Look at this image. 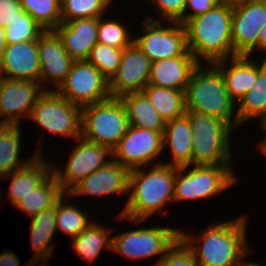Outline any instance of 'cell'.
<instances>
[{
    "mask_svg": "<svg viewBox=\"0 0 266 266\" xmlns=\"http://www.w3.org/2000/svg\"><path fill=\"white\" fill-rule=\"evenodd\" d=\"M37 47L40 63V84L44 90L56 91L65 81L74 60L66 52L60 38L53 30H46L38 38ZM48 84H51L52 87L54 85L53 89H48Z\"/></svg>",
    "mask_w": 266,
    "mask_h": 266,
    "instance_id": "18",
    "label": "cell"
},
{
    "mask_svg": "<svg viewBox=\"0 0 266 266\" xmlns=\"http://www.w3.org/2000/svg\"><path fill=\"white\" fill-rule=\"evenodd\" d=\"M176 167L174 202L205 200L236 184L232 165H192Z\"/></svg>",
    "mask_w": 266,
    "mask_h": 266,
    "instance_id": "6",
    "label": "cell"
},
{
    "mask_svg": "<svg viewBox=\"0 0 266 266\" xmlns=\"http://www.w3.org/2000/svg\"><path fill=\"white\" fill-rule=\"evenodd\" d=\"M231 24L232 7L222 3L184 24L188 50L199 63L233 57Z\"/></svg>",
    "mask_w": 266,
    "mask_h": 266,
    "instance_id": "3",
    "label": "cell"
},
{
    "mask_svg": "<svg viewBox=\"0 0 266 266\" xmlns=\"http://www.w3.org/2000/svg\"><path fill=\"white\" fill-rule=\"evenodd\" d=\"M20 3L45 31L54 30L62 23L61 0H20Z\"/></svg>",
    "mask_w": 266,
    "mask_h": 266,
    "instance_id": "33",
    "label": "cell"
},
{
    "mask_svg": "<svg viewBox=\"0 0 266 266\" xmlns=\"http://www.w3.org/2000/svg\"><path fill=\"white\" fill-rule=\"evenodd\" d=\"M43 156L36 155L25 167L1 177L10 179L6 194L12 206L38 188L52 174L53 164Z\"/></svg>",
    "mask_w": 266,
    "mask_h": 266,
    "instance_id": "23",
    "label": "cell"
},
{
    "mask_svg": "<svg viewBox=\"0 0 266 266\" xmlns=\"http://www.w3.org/2000/svg\"><path fill=\"white\" fill-rule=\"evenodd\" d=\"M257 59L248 55H236L213 63L224 77L226 89L236 104L254 85L258 72L266 65V58L261 62Z\"/></svg>",
    "mask_w": 266,
    "mask_h": 266,
    "instance_id": "19",
    "label": "cell"
},
{
    "mask_svg": "<svg viewBox=\"0 0 266 266\" xmlns=\"http://www.w3.org/2000/svg\"><path fill=\"white\" fill-rule=\"evenodd\" d=\"M251 252V249L240 259V261L235 265V266H263V265H260L259 263L257 262H250L247 260L246 262V258H247V255ZM245 260V261H244Z\"/></svg>",
    "mask_w": 266,
    "mask_h": 266,
    "instance_id": "45",
    "label": "cell"
},
{
    "mask_svg": "<svg viewBox=\"0 0 266 266\" xmlns=\"http://www.w3.org/2000/svg\"><path fill=\"white\" fill-rule=\"evenodd\" d=\"M120 100L126 109L130 126L164 132L165 121L143 92L125 94L120 97Z\"/></svg>",
    "mask_w": 266,
    "mask_h": 266,
    "instance_id": "27",
    "label": "cell"
},
{
    "mask_svg": "<svg viewBox=\"0 0 266 266\" xmlns=\"http://www.w3.org/2000/svg\"><path fill=\"white\" fill-rule=\"evenodd\" d=\"M193 138L192 165H232L230 137L234 128L224 120L204 113L186 111ZM233 130V131H232Z\"/></svg>",
    "mask_w": 266,
    "mask_h": 266,
    "instance_id": "5",
    "label": "cell"
},
{
    "mask_svg": "<svg viewBox=\"0 0 266 266\" xmlns=\"http://www.w3.org/2000/svg\"><path fill=\"white\" fill-rule=\"evenodd\" d=\"M6 36H5V28L4 27H0V63L3 60L4 57V51L6 48Z\"/></svg>",
    "mask_w": 266,
    "mask_h": 266,
    "instance_id": "44",
    "label": "cell"
},
{
    "mask_svg": "<svg viewBox=\"0 0 266 266\" xmlns=\"http://www.w3.org/2000/svg\"><path fill=\"white\" fill-rule=\"evenodd\" d=\"M98 24L99 18H80L60 23L53 31L74 61L87 60L98 42Z\"/></svg>",
    "mask_w": 266,
    "mask_h": 266,
    "instance_id": "21",
    "label": "cell"
},
{
    "mask_svg": "<svg viewBox=\"0 0 266 266\" xmlns=\"http://www.w3.org/2000/svg\"><path fill=\"white\" fill-rule=\"evenodd\" d=\"M65 196H67V194H64L56 202V228L65 235L71 237L72 240L94 220L93 218H89V216L87 217L88 213H86V211H84V213L80 207L78 208L77 204L72 202L69 203L67 198L64 199ZM64 200H66V202Z\"/></svg>",
    "mask_w": 266,
    "mask_h": 266,
    "instance_id": "32",
    "label": "cell"
},
{
    "mask_svg": "<svg viewBox=\"0 0 266 266\" xmlns=\"http://www.w3.org/2000/svg\"><path fill=\"white\" fill-rule=\"evenodd\" d=\"M129 174L128 168L112 159L77 183L67 196L73 198L88 195L104 199L117 194L129 195Z\"/></svg>",
    "mask_w": 266,
    "mask_h": 266,
    "instance_id": "17",
    "label": "cell"
},
{
    "mask_svg": "<svg viewBox=\"0 0 266 266\" xmlns=\"http://www.w3.org/2000/svg\"><path fill=\"white\" fill-rule=\"evenodd\" d=\"M30 239L35 254L30 259L32 263L46 262L53 254L56 245L53 244L56 228V203L40 213L30 217Z\"/></svg>",
    "mask_w": 266,
    "mask_h": 266,
    "instance_id": "25",
    "label": "cell"
},
{
    "mask_svg": "<svg viewBox=\"0 0 266 266\" xmlns=\"http://www.w3.org/2000/svg\"><path fill=\"white\" fill-rule=\"evenodd\" d=\"M56 91L81 108L111 97L109 80L87 60L74 61L65 81Z\"/></svg>",
    "mask_w": 266,
    "mask_h": 266,
    "instance_id": "11",
    "label": "cell"
},
{
    "mask_svg": "<svg viewBox=\"0 0 266 266\" xmlns=\"http://www.w3.org/2000/svg\"><path fill=\"white\" fill-rule=\"evenodd\" d=\"M257 145H260V151L266 158V137H263Z\"/></svg>",
    "mask_w": 266,
    "mask_h": 266,
    "instance_id": "47",
    "label": "cell"
},
{
    "mask_svg": "<svg viewBox=\"0 0 266 266\" xmlns=\"http://www.w3.org/2000/svg\"><path fill=\"white\" fill-rule=\"evenodd\" d=\"M151 60L134 42L122 51L121 62L109 80L111 97L142 92L149 82Z\"/></svg>",
    "mask_w": 266,
    "mask_h": 266,
    "instance_id": "16",
    "label": "cell"
},
{
    "mask_svg": "<svg viewBox=\"0 0 266 266\" xmlns=\"http://www.w3.org/2000/svg\"><path fill=\"white\" fill-rule=\"evenodd\" d=\"M247 217L212 223L197 235L180 229V238L192 250L197 266H235L251 248L246 240Z\"/></svg>",
    "mask_w": 266,
    "mask_h": 266,
    "instance_id": "2",
    "label": "cell"
},
{
    "mask_svg": "<svg viewBox=\"0 0 266 266\" xmlns=\"http://www.w3.org/2000/svg\"><path fill=\"white\" fill-rule=\"evenodd\" d=\"M258 53H262L261 55H265L264 58H266V24L261 29V32L259 33L258 37Z\"/></svg>",
    "mask_w": 266,
    "mask_h": 266,
    "instance_id": "43",
    "label": "cell"
},
{
    "mask_svg": "<svg viewBox=\"0 0 266 266\" xmlns=\"http://www.w3.org/2000/svg\"><path fill=\"white\" fill-rule=\"evenodd\" d=\"M143 20L141 35L134 37V43L143 53L155 62L178 56H193L187 47L186 31L182 23L167 21V25L161 22V18L153 19L147 16ZM143 33V35H142Z\"/></svg>",
    "mask_w": 266,
    "mask_h": 266,
    "instance_id": "8",
    "label": "cell"
},
{
    "mask_svg": "<svg viewBox=\"0 0 266 266\" xmlns=\"http://www.w3.org/2000/svg\"><path fill=\"white\" fill-rule=\"evenodd\" d=\"M147 171V172H146ZM176 167L157 164L148 171L144 167L130 170L127 202L116 219L139 225L153 214L163 213L167 203H174Z\"/></svg>",
    "mask_w": 266,
    "mask_h": 266,
    "instance_id": "1",
    "label": "cell"
},
{
    "mask_svg": "<svg viewBox=\"0 0 266 266\" xmlns=\"http://www.w3.org/2000/svg\"><path fill=\"white\" fill-rule=\"evenodd\" d=\"M21 261L18 258V256L15 254V252L13 253V251H3L0 254V266H20ZM32 261L28 260L26 262V264L24 263L21 266H31Z\"/></svg>",
    "mask_w": 266,
    "mask_h": 266,
    "instance_id": "42",
    "label": "cell"
},
{
    "mask_svg": "<svg viewBox=\"0 0 266 266\" xmlns=\"http://www.w3.org/2000/svg\"><path fill=\"white\" fill-rule=\"evenodd\" d=\"M65 193L52 173L38 188L22 197L14 207L25 211L30 218L42 210L53 206Z\"/></svg>",
    "mask_w": 266,
    "mask_h": 266,
    "instance_id": "31",
    "label": "cell"
},
{
    "mask_svg": "<svg viewBox=\"0 0 266 266\" xmlns=\"http://www.w3.org/2000/svg\"><path fill=\"white\" fill-rule=\"evenodd\" d=\"M122 51L123 49L97 42L92 47L87 61L110 80L120 65Z\"/></svg>",
    "mask_w": 266,
    "mask_h": 266,
    "instance_id": "37",
    "label": "cell"
},
{
    "mask_svg": "<svg viewBox=\"0 0 266 266\" xmlns=\"http://www.w3.org/2000/svg\"><path fill=\"white\" fill-rule=\"evenodd\" d=\"M129 127L120 98L109 99L82 108L81 137L113 150Z\"/></svg>",
    "mask_w": 266,
    "mask_h": 266,
    "instance_id": "7",
    "label": "cell"
},
{
    "mask_svg": "<svg viewBox=\"0 0 266 266\" xmlns=\"http://www.w3.org/2000/svg\"><path fill=\"white\" fill-rule=\"evenodd\" d=\"M238 127L251 119H258L259 125L266 121V65L258 72L257 79L250 90L238 103Z\"/></svg>",
    "mask_w": 266,
    "mask_h": 266,
    "instance_id": "29",
    "label": "cell"
},
{
    "mask_svg": "<svg viewBox=\"0 0 266 266\" xmlns=\"http://www.w3.org/2000/svg\"><path fill=\"white\" fill-rule=\"evenodd\" d=\"M180 237V230L171 226H151L128 230L112 236V250L126 259L141 260L160 255L164 257L168 249Z\"/></svg>",
    "mask_w": 266,
    "mask_h": 266,
    "instance_id": "10",
    "label": "cell"
},
{
    "mask_svg": "<svg viewBox=\"0 0 266 266\" xmlns=\"http://www.w3.org/2000/svg\"><path fill=\"white\" fill-rule=\"evenodd\" d=\"M163 132L130 126L118 145L112 150L113 159L129 170L161 164Z\"/></svg>",
    "mask_w": 266,
    "mask_h": 266,
    "instance_id": "12",
    "label": "cell"
},
{
    "mask_svg": "<svg viewBox=\"0 0 266 266\" xmlns=\"http://www.w3.org/2000/svg\"><path fill=\"white\" fill-rule=\"evenodd\" d=\"M198 64L193 56H178L152 62L148 84L185 91L191 74Z\"/></svg>",
    "mask_w": 266,
    "mask_h": 266,
    "instance_id": "22",
    "label": "cell"
},
{
    "mask_svg": "<svg viewBox=\"0 0 266 266\" xmlns=\"http://www.w3.org/2000/svg\"><path fill=\"white\" fill-rule=\"evenodd\" d=\"M44 32V28L24 11L12 24L5 28L6 43L14 44L38 40Z\"/></svg>",
    "mask_w": 266,
    "mask_h": 266,
    "instance_id": "36",
    "label": "cell"
},
{
    "mask_svg": "<svg viewBox=\"0 0 266 266\" xmlns=\"http://www.w3.org/2000/svg\"><path fill=\"white\" fill-rule=\"evenodd\" d=\"M112 228L93 221L78 236L74 237L72 247L79 256L89 263L99 257L104 250H112ZM111 236V237H110Z\"/></svg>",
    "mask_w": 266,
    "mask_h": 266,
    "instance_id": "28",
    "label": "cell"
},
{
    "mask_svg": "<svg viewBox=\"0 0 266 266\" xmlns=\"http://www.w3.org/2000/svg\"><path fill=\"white\" fill-rule=\"evenodd\" d=\"M0 77L40 83L37 40L7 44L0 63Z\"/></svg>",
    "mask_w": 266,
    "mask_h": 266,
    "instance_id": "20",
    "label": "cell"
},
{
    "mask_svg": "<svg viewBox=\"0 0 266 266\" xmlns=\"http://www.w3.org/2000/svg\"><path fill=\"white\" fill-rule=\"evenodd\" d=\"M199 63L185 90L186 111L218 117L238 128L237 104L231 99L220 70L211 63Z\"/></svg>",
    "mask_w": 266,
    "mask_h": 266,
    "instance_id": "4",
    "label": "cell"
},
{
    "mask_svg": "<svg viewBox=\"0 0 266 266\" xmlns=\"http://www.w3.org/2000/svg\"><path fill=\"white\" fill-rule=\"evenodd\" d=\"M266 24V0H251L232 7L233 56L258 53V37Z\"/></svg>",
    "mask_w": 266,
    "mask_h": 266,
    "instance_id": "14",
    "label": "cell"
},
{
    "mask_svg": "<svg viewBox=\"0 0 266 266\" xmlns=\"http://www.w3.org/2000/svg\"><path fill=\"white\" fill-rule=\"evenodd\" d=\"M75 141L77 143L68 157L66 168L60 169L61 167L52 165V173L65 194L82 179L113 159L112 150L106 146L87 141L82 137Z\"/></svg>",
    "mask_w": 266,
    "mask_h": 266,
    "instance_id": "13",
    "label": "cell"
},
{
    "mask_svg": "<svg viewBox=\"0 0 266 266\" xmlns=\"http://www.w3.org/2000/svg\"><path fill=\"white\" fill-rule=\"evenodd\" d=\"M219 4V0H187L184 24L191 18L204 14Z\"/></svg>",
    "mask_w": 266,
    "mask_h": 266,
    "instance_id": "41",
    "label": "cell"
},
{
    "mask_svg": "<svg viewBox=\"0 0 266 266\" xmlns=\"http://www.w3.org/2000/svg\"><path fill=\"white\" fill-rule=\"evenodd\" d=\"M114 0H61L62 23L80 18L104 17Z\"/></svg>",
    "mask_w": 266,
    "mask_h": 266,
    "instance_id": "34",
    "label": "cell"
},
{
    "mask_svg": "<svg viewBox=\"0 0 266 266\" xmlns=\"http://www.w3.org/2000/svg\"><path fill=\"white\" fill-rule=\"evenodd\" d=\"M189 118L182 117L165 122L163 132V151L169 148L170 161L163 162L170 166H191L193 138ZM168 146V147H167Z\"/></svg>",
    "mask_w": 266,
    "mask_h": 266,
    "instance_id": "24",
    "label": "cell"
},
{
    "mask_svg": "<svg viewBox=\"0 0 266 266\" xmlns=\"http://www.w3.org/2000/svg\"><path fill=\"white\" fill-rule=\"evenodd\" d=\"M127 25L120 23V21L99 18L98 24V43H103L118 49H124L134 42L131 32Z\"/></svg>",
    "mask_w": 266,
    "mask_h": 266,
    "instance_id": "35",
    "label": "cell"
},
{
    "mask_svg": "<svg viewBox=\"0 0 266 266\" xmlns=\"http://www.w3.org/2000/svg\"><path fill=\"white\" fill-rule=\"evenodd\" d=\"M260 128H262V131H263V135H265V137H266V121L261 125V127Z\"/></svg>",
    "mask_w": 266,
    "mask_h": 266,
    "instance_id": "49",
    "label": "cell"
},
{
    "mask_svg": "<svg viewBox=\"0 0 266 266\" xmlns=\"http://www.w3.org/2000/svg\"><path fill=\"white\" fill-rule=\"evenodd\" d=\"M21 125L0 124V177L25 167L36 155H42L44 139L38 140V149L27 159H20ZM41 151V152H40Z\"/></svg>",
    "mask_w": 266,
    "mask_h": 266,
    "instance_id": "26",
    "label": "cell"
},
{
    "mask_svg": "<svg viewBox=\"0 0 266 266\" xmlns=\"http://www.w3.org/2000/svg\"><path fill=\"white\" fill-rule=\"evenodd\" d=\"M142 92L165 122L185 115V91L147 84Z\"/></svg>",
    "mask_w": 266,
    "mask_h": 266,
    "instance_id": "30",
    "label": "cell"
},
{
    "mask_svg": "<svg viewBox=\"0 0 266 266\" xmlns=\"http://www.w3.org/2000/svg\"><path fill=\"white\" fill-rule=\"evenodd\" d=\"M248 1H251V0H219V3L234 7L236 5L243 4Z\"/></svg>",
    "mask_w": 266,
    "mask_h": 266,
    "instance_id": "46",
    "label": "cell"
},
{
    "mask_svg": "<svg viewBox=\"0 0 266 266\" xmlns=\"http://www.w3.org/2000/svg\"><path fill=\"white\" fill-rule=\"evenodd\" d=\"M43 92L38 82L0 77V124L20 125L23 117L29 119Z\"/></svg>",
    "mask_w": 266,
    "mask_h": 266,
    "instance_id": "15",
    "label": "cell"
},
{
    "mask_svg": "<svg viewBox=\"0 0 266 266\" xmlns=\"http://www.w3.org/2000/svg\"><path fill=\"white\" fill-rule=\"evenodd\" d=\"M39 264V265H38ZM49 266L47 265V262H42V263H32L31 266Z\"/></svg>",
    "mask_w": 266,
    "mask_h": 266,
    "instance_id": "48",
    "label": "cell"
},
{
    "mask_svg": "<svg viewBox=\"0 0 266 266\" xmlns=\"http://www.w3.org/2000/svg\"><path fill=\"white\" fill-rule=\"evenodd\" d=\"M23 12L20 0H0V27L6 28Z\"/></svg>",
    "mask_w": 266,
    "mask_h": 266,
    "instance_id": "40",
    "label": "cell"
},
{
    "mask_svg": "<svg viewBox=\"0 0 266 266\" xmlns=\"http://www.w3.org/2000/svg\"><path fill=\"white\" fill-rule=\"evenodd\" d=\"M151 266H197L192 250L179 237L166 255Z\"/></svg>",
    "mask_w": 266,
    "mask_h": 266,
    "instance_id": "38",
    "label": "cell"
},
{
    "mask_svg": "<svg viewBox=\"0 0 266 266\" xmlns=\"http://www.w3.org/2000/svg\"><path fill=\"white\" fill-rule=\"evenodd\" d=\"M1 196H2V197H1ZM3 196H4V195H2L1 192H0V201L3 200V199H2ZM0 205H1V203H0Z\"/></svg>",
    "mask_w": 266,
    "mask_h": 266,
    "instance_id": "50",
    "label": "cell"
},
{
    "mask_svg": "<svg viewBox=\"0 0 266 266\" xmlns=\"http://www.w3.org/2000/svg\"><path fill=\"white\" fill-rule=\"evenodd\" d=\"M153 9L161 15L164 21L179 22L184 25V10L187 0H148Z\"/></svg>",
    "mask_w": 266,
    "mask_h": 266,
    "instance_id": "39",
    "label": "cell"
},
{
    "mask_svg": "<svg viewBox=\"0 0 266 266\" xmlns=\"http://www.w3.org/2000/svg\"><path fill=\"white\" fill-rule=\"evenodd\" d=\"M29 119L54 135L74 140L81 137L82 108L73 105L55 90H44Z\"/></svg>",
    "mask_w": 266,
    "mask_h": 266,
    "instance_id": "9",
    "label": "cell"
}]
</instances>
